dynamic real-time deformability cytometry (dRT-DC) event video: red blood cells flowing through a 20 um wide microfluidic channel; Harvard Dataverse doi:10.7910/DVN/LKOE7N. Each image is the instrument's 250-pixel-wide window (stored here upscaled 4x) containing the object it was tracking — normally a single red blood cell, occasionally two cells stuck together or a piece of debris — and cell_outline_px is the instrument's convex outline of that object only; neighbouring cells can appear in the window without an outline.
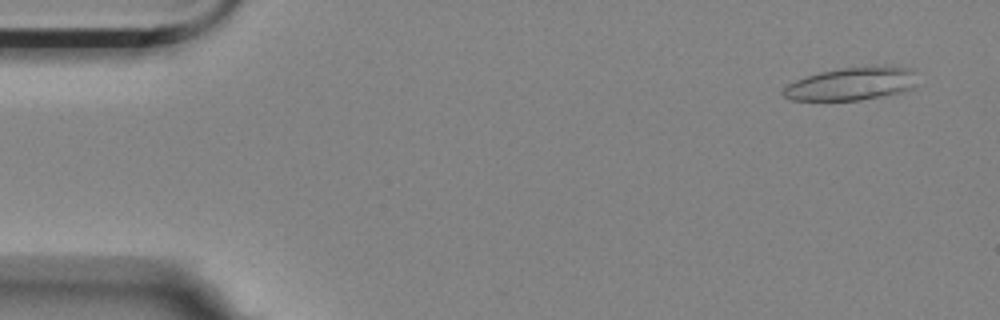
{"species": "Egyptian fruit bat (a non-hibernating species)", "species_latin": "Rousettus aegyptiacus", "temperature_condition": "room temperature", "stored_images_in_passage": 9, "camera_frame_rate_fps": 3000, "um_per_image_px": 0.085, "animal": {"sex": "female"}, "frame": {"image": 1, "passage_image": 2, "time_ms": 0.333, "image_size_px": [1000, 320], "cell_outline_px": [[912, 88], [904, 92], [884, 96], [860, 100], [792, 100], [784, 96], [780, 92], [788, 84], [796, 80], [820, 72], [840, 68], [872, 64], [888, 64], [908, 68], [912, 72]], "centroid_in_image_um": [72.37, 7.1], "position_along_channel_um": 12.6, "area_um2": 25.95}}
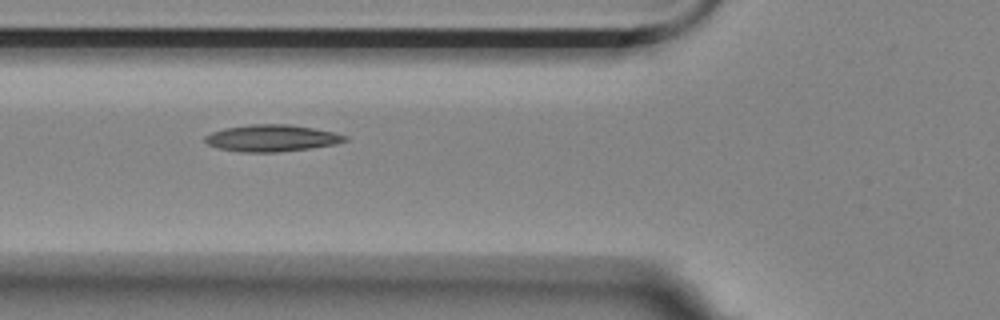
{"frame": {"image": 2, "passage_image": 7, "time_ms": 2.0, "image_size_px": [1000, 320], "cell_outline_px": [[348, 140], [336, 144], [312, 148], [280, 152], [240, 152], [220, 148], [208, 144], [204, 140], [204, 136], [212, 132], [224, 128], [252, 124], [288, 124], [312, 128], [332, 132], [348, 136]], "centroid_in_image_um": [23.1, 11.74], "position_along_channel_um": 102.7, "area_um2": 21.79}}
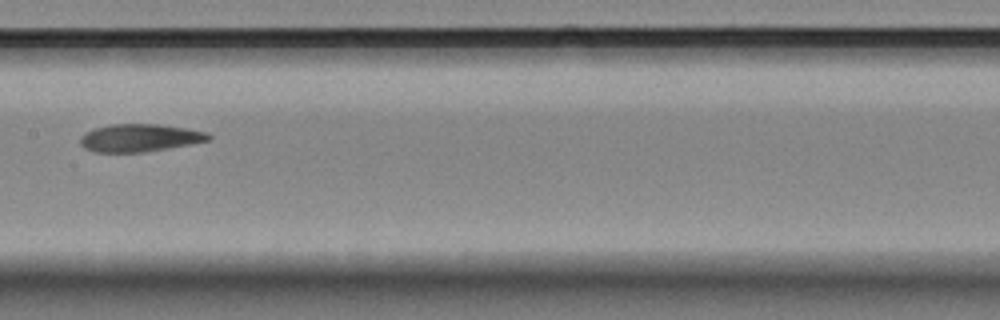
{"frame": {"image": 3, "passage_image": 9, "time_ms": 2.667, "image_size_px": [1000, 320], "cell_outline_px": [[212, 136], [208, 140], [192, 144], [144, 152], [96, 152], [84, 148], [80, 144], [80, 136], [84, 132], [92, 128], [112, 124], [160, 124], [188, 128], [208, 132]], "centroid_in_image_um": [11.86, 11.71], "position_along_channel_um": 195.5, "area_um2": 20.92}}